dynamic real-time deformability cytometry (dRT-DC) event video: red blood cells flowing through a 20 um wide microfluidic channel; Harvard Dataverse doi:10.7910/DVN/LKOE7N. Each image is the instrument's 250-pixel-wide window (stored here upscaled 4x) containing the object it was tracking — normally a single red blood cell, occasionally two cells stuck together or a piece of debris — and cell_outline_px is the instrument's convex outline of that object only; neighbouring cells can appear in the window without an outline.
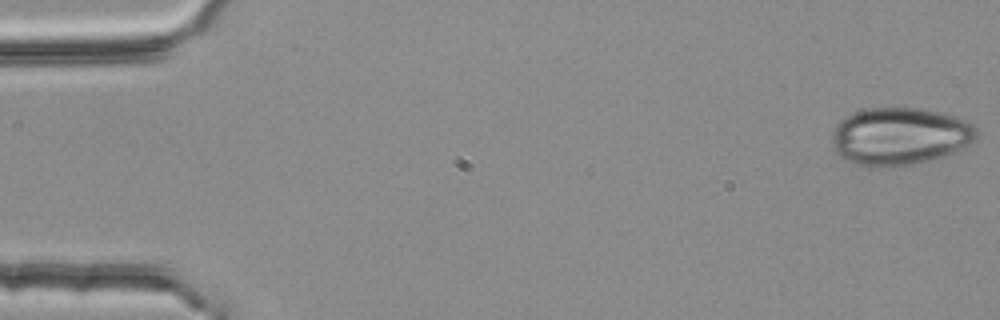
{"species": "common noctule bat (a hibernating species)", "species_latin": "Nyctalus noctula", "temperature_condition": "room temperature", "stored_images_in_passage": 4, "camera_frame_rate_fps": 3000, "um_per_image_px": 0.085, "animal": {"sex": "female", "body_mass_g": 25.1}, "frame": {"image": 1, "passage_image": 1, "time_ms": 0.0, "image_size_px": [1000, 320], "cell_outline_px": [[976, 136], [972, 140], [944, 156], [928, 160], [908, 164], [884, 168], [856, 164], [840, 156], [836, 152], [832, 144], [832, 132], [836, 124], [840, 120], [852, 112], [868, 108], [920, 108], [952, 116], [964, 120], [972, 124], [976, 128]], "centroid_in_image_um": [76.39, 11.57], "position_along_channel_um": 8.6, "area_um2": 47.8}}